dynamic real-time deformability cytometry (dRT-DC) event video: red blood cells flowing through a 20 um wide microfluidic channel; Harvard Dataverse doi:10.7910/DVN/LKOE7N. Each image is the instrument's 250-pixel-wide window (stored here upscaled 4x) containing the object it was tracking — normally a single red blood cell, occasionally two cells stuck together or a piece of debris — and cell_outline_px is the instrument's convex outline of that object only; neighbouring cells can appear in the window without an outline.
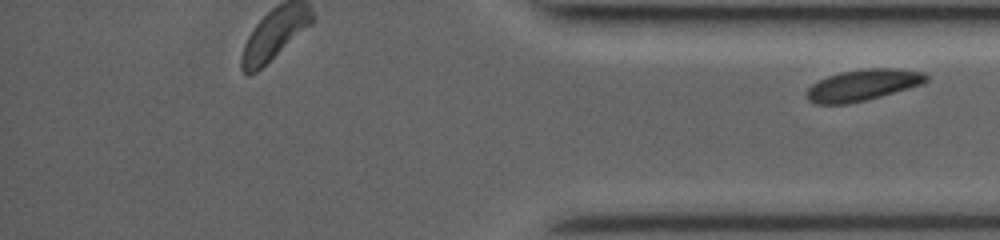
{"species": "common noctule bat (a hibernating species)", "species_latin": "Nyctalus noctula", "temperature_condition": "room temperature", "stored_images_in_passage": 40, "segment_of_instrument_passage": [2, 2], "camera_frame_rate_fps": 3500, "um_per_image_px": 0.085, "animal": {"sex": "female", "body_mass_g": 19.0, "forearm_length_mm": 53.3}, "frame": {"image": 1, "passage_image": 40, "time_ms": 10.0, "image_size_px": [1000, 240], "cell_outline_px": [[928, 80], [924, 84], [880, 96], [848, 104], [816, 104], [808, 100], [804, 96], [808, 88], [812, 84], [828, 76], [840, 72], [864, 68], [892, 68], [924, 72], [928, 76]], "centroid_in_image_um": [73.33, 7.23], "position_along_channel_um": 361.9, "area_um2": 21.85}}